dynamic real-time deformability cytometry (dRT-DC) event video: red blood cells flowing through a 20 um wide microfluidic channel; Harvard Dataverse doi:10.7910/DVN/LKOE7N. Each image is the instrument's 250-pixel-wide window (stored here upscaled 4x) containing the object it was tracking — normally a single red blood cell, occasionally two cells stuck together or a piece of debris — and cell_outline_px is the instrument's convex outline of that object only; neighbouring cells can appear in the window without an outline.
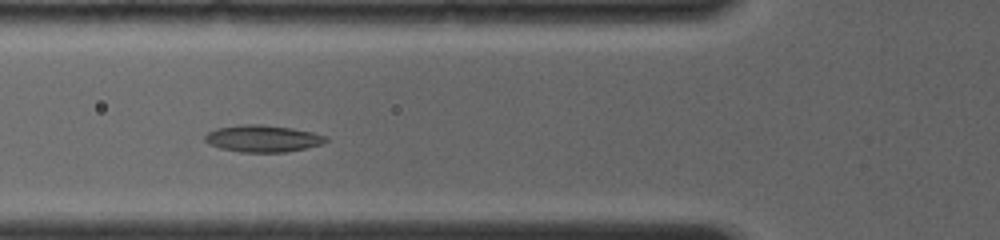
{"species": "common noctule bat (a hibernating species)", "species_latin": "Nyctalus noctula", "temperature_condition": "room temperature", "stored_images_in_passage": 4, "camera_frame_rate_fps": 4000, "um_per_image_px": 0.085, "animal": {"sex": "female", "body_mass_g": 19.0, "forearm_length_mm": 56.7}, "frame": {"image": 1, "passage_image": 2, "time_ms": 0.75, "image_size_px": [1000, 240], "cell_outline_px": [[328, 140], [320, 144], [304, 148], [284, 152], [240, 152], [220, 148], [208, 144], [204, 140], [204, 136], [208, 132], [216, 128], [240, 124], [260, 124], [292, 128], [312, 132], [328, 136]], "centroid_in_image_um": [22.29, 11.77], "position_along_channel_um": 103.5, "area_um2": 18.96}}
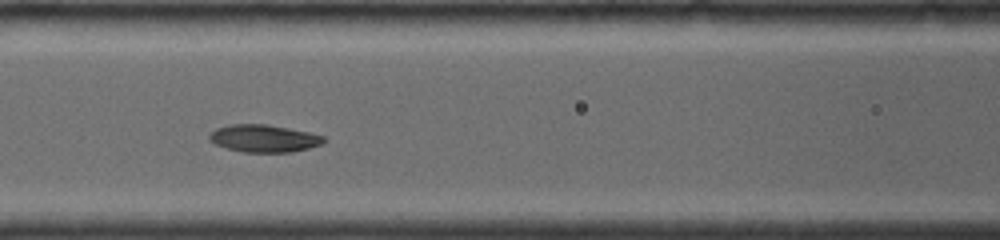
{"frame": {"image": 2, "passage_image": 3, "time_ms": 1.75, "image_size_px": [1000, 240], "cell_outline_px": [[328, 140], [320, 144], [308, 148], [292, 152], [244, 152], [228, 148], [216, 144], [208, 140], [208, 136], [216, 128], [228, 124], [268, 124], [308, 132], [324, 136]], "centroid_in_image_um": [22.43, 11.76], "position_along_channel_um": 144.2, "area_um2": 18.26}}
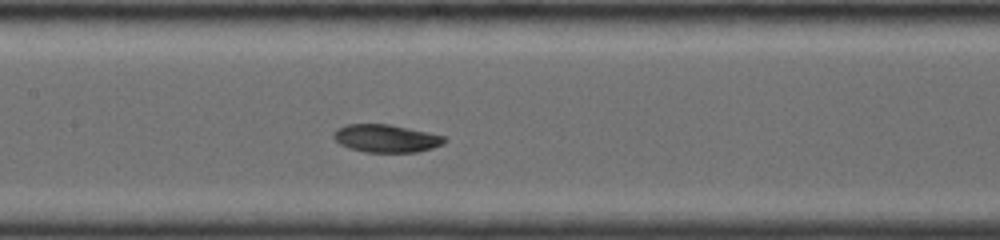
{"frame": {"image": 3, "passage_image": 4, "time_ms": 2.5, "image_size_px": [1000, 240], "cell_outline_px": [[448, 140], [444, 144], [432, 148], [416, 152], [364, 152], [348, 148], [340, 144], [332, 136], [336, 128], [348, 124], [388, 124], [408, 128], [444, 136]], "centroid_in_image_um": [32.8, 11.77], "position_along_channel_um": 174.6, "area_um2": 17.98}}